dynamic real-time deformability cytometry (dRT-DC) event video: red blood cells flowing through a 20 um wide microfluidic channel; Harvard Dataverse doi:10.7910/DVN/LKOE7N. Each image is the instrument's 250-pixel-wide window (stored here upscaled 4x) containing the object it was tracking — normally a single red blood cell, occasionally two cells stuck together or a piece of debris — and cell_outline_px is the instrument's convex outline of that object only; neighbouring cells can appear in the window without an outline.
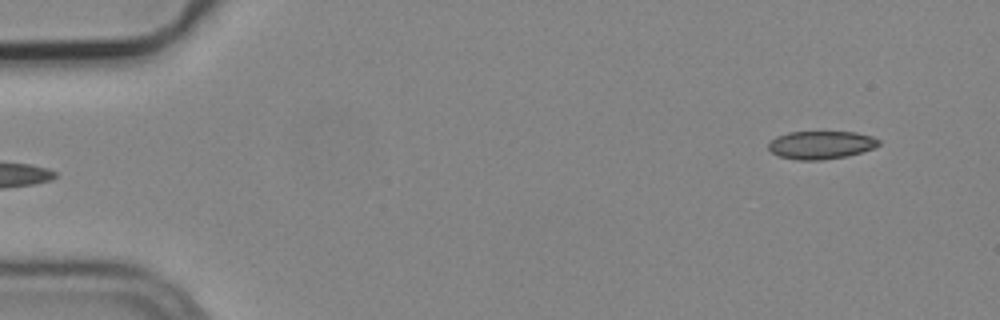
{"species": "common noctule bat (a hibernating species)", "species_latin": "Nyctalus noctula", "temperature_condition": "cold", "stored_images_in_passage": 5, "camera_frame_rate_fps": 3000, "um_per_image_px": 0.085, "animal": {"sex": "male", "body_mass_g": 19.2, "forearm_length_mm": 51.8}, "frame": {"image": 1, "passage_image": 5, "time_ms": 1.333, "image_size_px": [1000, 320], "cell_outline_px": [[880, 144], [872, 148], [848, 156], [820, 160], [796, 160], [776, 156], [768, 148], [768, 144], [776, 136], [788, 132], [856, 132], [872, 136], [880, 140]], "centroid_in_image_um": [69.76, 12.32], "position_along_channel_um": 15.2, "area_um2": 18.09}}